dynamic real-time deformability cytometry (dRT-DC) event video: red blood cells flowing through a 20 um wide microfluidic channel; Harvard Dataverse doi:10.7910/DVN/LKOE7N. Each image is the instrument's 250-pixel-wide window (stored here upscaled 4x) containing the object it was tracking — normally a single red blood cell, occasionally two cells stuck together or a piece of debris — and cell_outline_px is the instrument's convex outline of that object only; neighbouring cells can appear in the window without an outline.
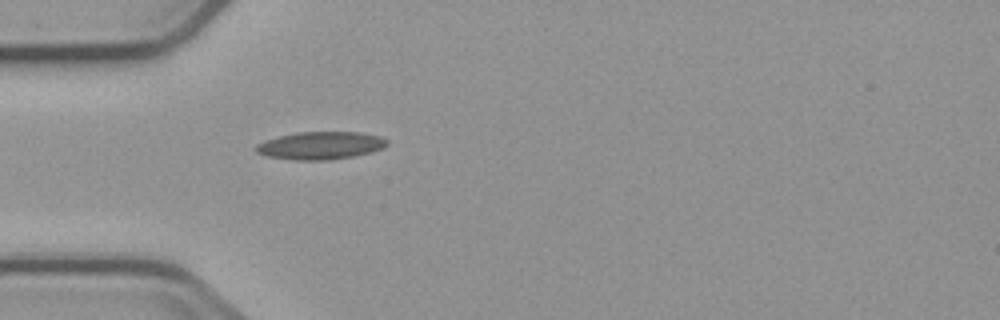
{"species": "common noctule bat (a hibernating species)", "species_latin": "Nyctalus noctula", "temperature_condition": "cold", "stored_images_in_passage": 1, "camera_frame_rate_fps": 3000, "um_per_image_px": 0.085, "animal": {"sex": "male", "body_mass_g": 23.1, "forearm_length_mm": 52.7}, "frame": {"image": 1, "passage_image": 1, "time_ms": 0.0, "image_size_px": [1000, 320], "cell_outline_px": [[388, 144], [384, 148], [372, 152], [352, 156], [328, 160], [292, 160], [268, 156], [256, 152], [256, 144], [280, 136], [300, 132], [356, 132], [380, 136], [388, 140]], "centroid_in_image_um": [27.28, 12.37], "position_along_channel_um": 57.7, "area_um2": 20.98}}